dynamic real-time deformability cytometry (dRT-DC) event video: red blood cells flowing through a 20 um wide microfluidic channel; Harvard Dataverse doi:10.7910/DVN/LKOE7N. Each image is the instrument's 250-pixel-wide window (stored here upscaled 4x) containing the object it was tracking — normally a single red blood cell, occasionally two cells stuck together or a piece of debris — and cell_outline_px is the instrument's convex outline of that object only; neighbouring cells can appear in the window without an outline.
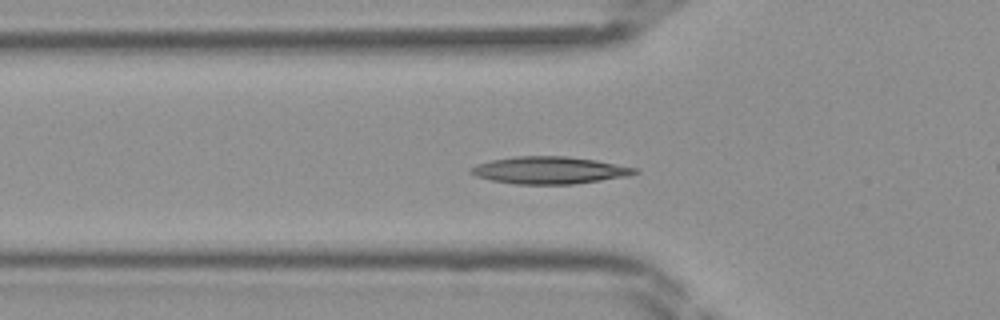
{"species": "Egyptian fruit bat (a non-hibernating species)", "species_latin": "Rousettus aegyptiacus", "temperature_condition": "room temperature", "stored_images_in_passage": 44, "camera_frame_rate_fps": 3000, "um_per_image_px": 0.085, "frame": {"image": 1, "passage_image": 14, "time_ms": 4.333, "image_size_px": [1000, 320], "cell_outline_px": [[640, 172], [628, 176], [572, 184], [516, 184], [492, 180], [476, 176], [468, 172], [468, 168], [476, 164], [492, 160], [516, 156], [568, 156], [596, 160], [636, 168]], "centroid_in_image_um": [46.68, 14.46], "position_along_channel_um": 79.1, "area_um2": 25.95}}
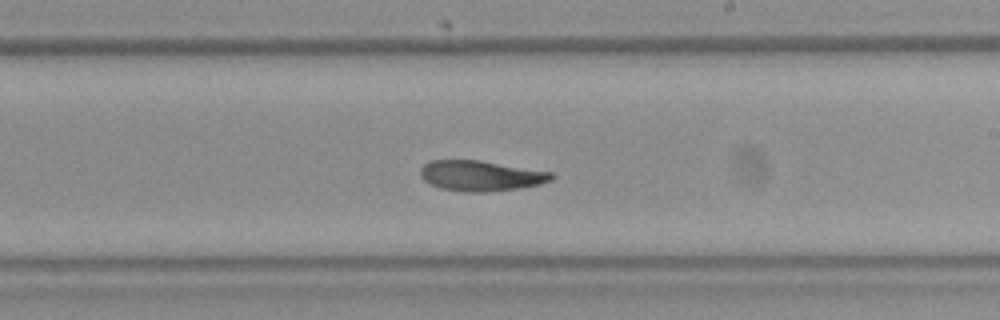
{"frame": {"image": 2, "passage_image": 25, "time_ms": 8.0, "image_size_px": [1000, 320], "cell_outline_px": [[556, 176], [552, 180], [540, 184], [520, 188], [488, 192], [464, 192], [440, 188], [424, 180], [420, 176], [420, 168], [428, 160], [480, 160], [552, 172]], "centroid_in_image_um": [40.87, 14.94], "position_along_channel_um": 248.1, "area_um2": 23.41}}
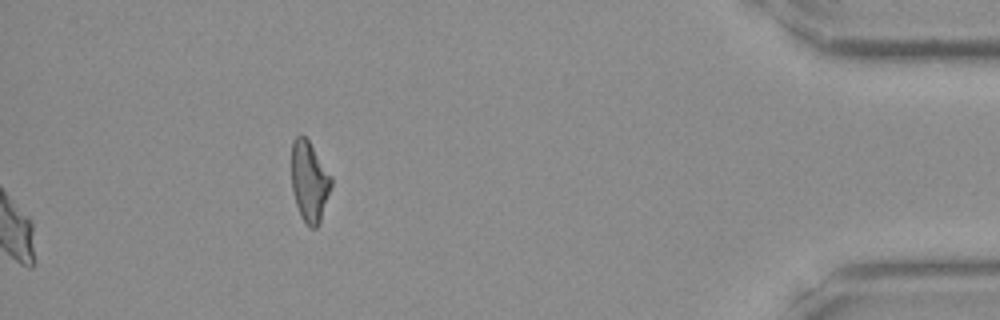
{"frame": {"image": 3, "passage_image": 44, "time_ms": 14.333, "image_size_px": [1000, 320], "cell_outline_px": [[332, 184], [320, 220], [316, 228], [308, 228], [300, 216], [292, 192], [292, 140], [300, 132], [308, 140], [332, 176]], "centroid_in_image_um": [26.28, 15.42], "position_along_channel_um": 408.9, "area_um2": 18.67}}